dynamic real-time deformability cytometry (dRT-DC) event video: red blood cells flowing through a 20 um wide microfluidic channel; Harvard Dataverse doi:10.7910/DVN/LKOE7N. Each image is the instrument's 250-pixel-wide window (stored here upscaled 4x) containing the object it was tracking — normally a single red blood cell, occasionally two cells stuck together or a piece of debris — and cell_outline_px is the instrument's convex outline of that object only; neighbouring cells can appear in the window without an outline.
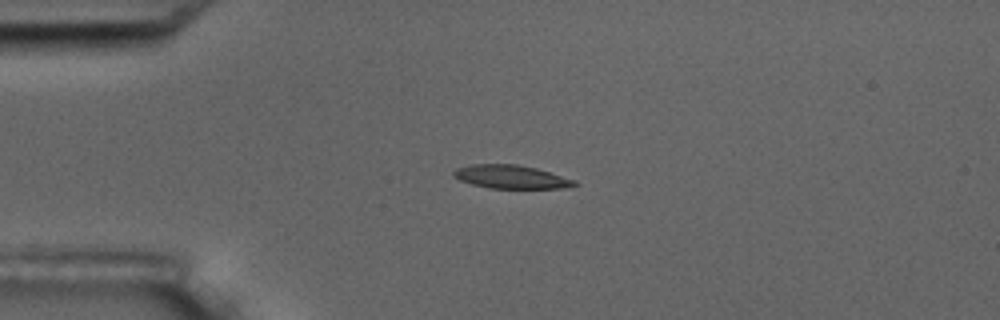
{"species": "common noctule bat (a hibernating species)", "species_latin": "Nyctalus noctula", "temperature_condition": "room temperature", "stored_images_in_passage": 3, "camera_frame_rate_fps": 3000, "um_per_image_px": 0.085, "animal": {"sex": "male", "body_mass_g": 17.5, "forearm_length_mm": 52.3}, "frame": {"image": 1, "passage_image": 3, "time_ms": 2.333, "image_size_px": [1000, 320], "cell_outline_px": [[580, 184], [564, 188], [488, 188], [472, 184], [460, 180], [452, 176], [452, 172], [456, 168], [472, 164], [516, 164], [536, 168], [576, 180]], "centroid_in_image_um": [43.43, 15.03], "position_along_channel_um": 41.6, "area_um2": 16.53}}